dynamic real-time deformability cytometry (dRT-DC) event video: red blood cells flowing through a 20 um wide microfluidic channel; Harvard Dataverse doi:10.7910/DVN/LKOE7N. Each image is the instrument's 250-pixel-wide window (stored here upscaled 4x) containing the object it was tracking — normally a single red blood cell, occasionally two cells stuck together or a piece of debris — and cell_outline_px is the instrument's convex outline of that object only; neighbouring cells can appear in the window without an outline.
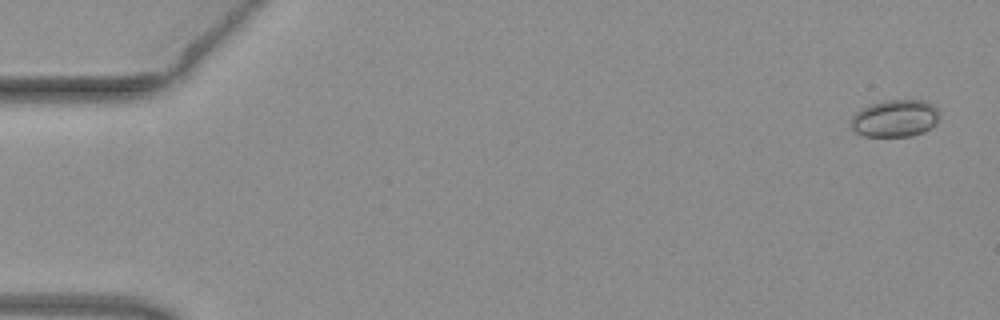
{"species": "common noctule bat (a hibernating species)", "species_latin": "Nyctalus noctula", "temperature_condition": "warm", "stored_images_in_passage": 20, "camera_frame_rate_fps": 3000, "um_per_image_px": 0.085, "animal": {"sex": "female", "body_mass_g": 19.3, "forearm_length_mm": 54.1}, "frame": {"image": 1, "passage_image": 2, "time_ms": 0.333, "image_size_px": [1000, 320], "cell_outline_px": [[940, 116], [936, 124], [924, 132], [912, 136], [864, 136], [856, 132], [848, 124], [852, 116], [860, 108], [872, 104], [888, 100], [924, 100], [932, 104], [940, 112]], "centroid_in_image_um": [76.08, 10.06], "position_along_channel_um": 8.9, "area_um2": 19.42}}
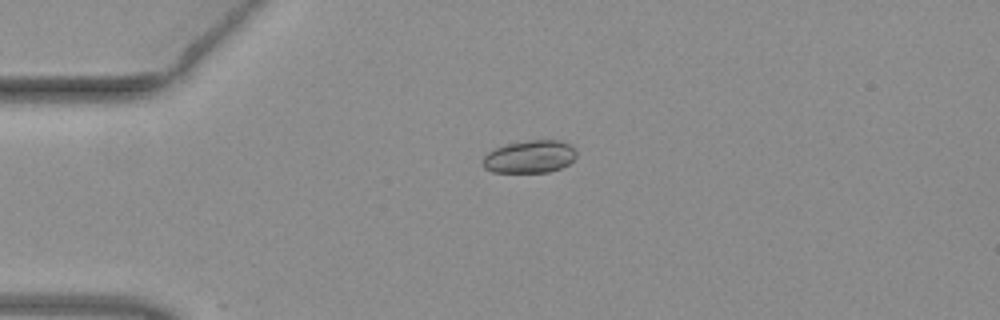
{"frame": {"image": 2, "passage_image": 13, "time_ms": 4.0, "image_size_px": [1000, 320], "cell_outline_px": [[576, 156], [568, 164], [560, 168], [548, 172], [492, 172], [484, 168], [480, 160], [488, 152], [496, 148], [508, 144], [528, 140], [560, 140], [572, 144], [576, 152]], "centroid_in_image_um": [45.02, 13.31], "position_along_channel_um": 40.0, "area_um2": 17.92}}
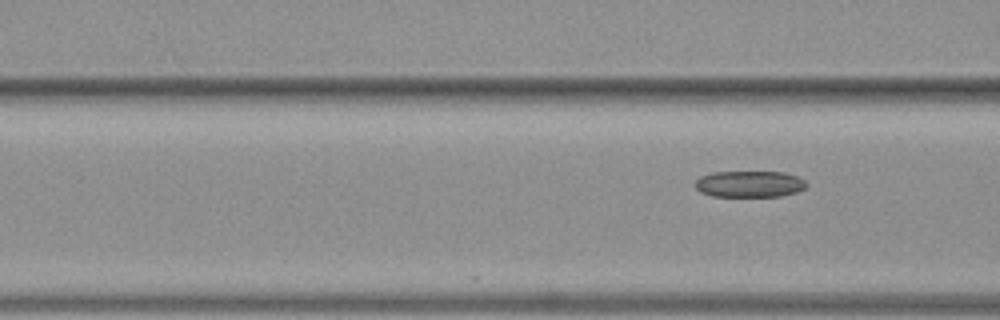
{"frame": {"image": 3, "passage_image": 20, "time_ms": 6.333, "image_size_px": [1000, 320], "cell_outline_px": [[808, 184], [804, 188], [796, 192], [784, 196], [712, 196], [700, 192], [692, 184], [700, 176], [712, 172], [784, 172], [796, 176], [804, 180]], "centroid_in_image_um": [63.67, 15.64], "position_along_channel_um": 102.9, "area_um2": 17.22}}